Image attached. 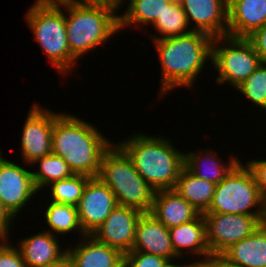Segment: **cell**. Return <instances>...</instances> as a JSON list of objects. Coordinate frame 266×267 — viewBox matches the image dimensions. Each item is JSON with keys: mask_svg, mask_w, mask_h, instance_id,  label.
I'll list each match as a JSON object with an SVG mask.
<instances>
[{"mask_svg": "<svg viewBox=\"0 0 266 267\" xmlns=\"http://www.w3.org/2000/svg\"><path fill=\"white\" fill-rule=\"evenodd\" d=\"M24 20L31 30L34 40L44 51L45 57L59 75L71 73L78 61L70 52L67 41L65 4L35 5L25 12Z\"/></svg>", "mask_w": 266, "mask_h": 267, "instance_id": "obj_6", "label": "cell"}, {"mask_svg": "<svg viewBox=\"0 0 266 267\" xmlns=\"http://www.w3.org/2000/svg\"><path fill=\"white\" fill-rule=\"evenodd\" d=\"M10 239L11 237H8L0 245V267H28L22 259L20 250Z\"/></svg>", "mask_w": 266, "mask_h": 267, "instance_id": "obj_31", "label": "cell"}, {"mask_svg": "<svg viewBox=\"0 0 266 267\" xmlns=\"http://www.w3.org/2000/svg\"><path fill=\"white\" fill-rule=\"evenodd\" d=\"M245 99L266 112V63L261 65L239 87L235 89Z\"/></svg>", "mask_w": 266, "mask_h": 267, "instance_id": "obj_29", "label": "cell"}, {"mask_svg": "<svg viewBox=\"0 0 266 267\" xmlns=\"http://www.w3.org/2000/svg\"><path fill=\"white\" fill-rule=\"evenodd\" d=\"M2 150H1V148H0V167L2 166V165H4L6 162H8L9 160H7V159H5V158H3L2 157V152H1Z\"/></svg>", "mask_w": 266, "mask_h": 267, "instance_id": "obj_41", "label": "cell"}, {"mask_svg": "<svg viewBox=\"0 0 266 267\" xmlns=\"http://www.w3.org/2000/svg\"><path fill=\"white\" fill-rule=\"evenodd\" d=\"M245 164L252 171L259 195L263 202L266 204V159H246Z\"/></svg>", "mask_w": 266, "mask_h": 267, "instance_id": "obj_32", "label": "cell"}, {"mask_svg": "<svg viewBox=\"0 0 266 267\" xmlns=\"http://www.w3.org/2000/svg\"><path fill=\"white\" fill-rule=\"evenodd\" d=\"M98 177L114 193L118 205L150 213L155 190L136 171L131 158L115 141L102 155Z\"/></svg>", "mask_w": 266, "mask_h": 267, "instance_id": "obj_5", "label": "cell"}, {"mask_svg": "<svg viewBox=\"0 0 266 267\" xmlns=\"http://www.w3.org/2000/svg\"><path fill=\"white\" fill-rule=\"evenodd\" d=\"M169 4L167 0H130L124 13H118L120 33L127 28L142 30L146 25L151 26Z\"/></svg>", "mask_w": 266, "mask_h": 267, "instance_id": "obj_24", "label": "cell"}, {"mask_svg": "<svg viewBox=\"0 0 266 267\" xmlns=\"http://www.w3.org/2000/svg\"><path fill=\"white\" fill-rule=\"evenodd\" d=\"M199 267H239L229 263L221 255H210L205 261L199 264Z\"/></svg>", "mask_w": 266, "mask_h": 267, "instance_id": "obj_35", "label": "cell"}, {"mask_svg": "<svg viewBox=\"0 0 266 267\" xmlns=\"http://www.w3.org/2000/svg\"><path fill=\"white\" fill-rule=\"evenodd\" d=\"M215 188L216 184L193 175L184 167L173 189L203 214L212 202Z\"/></svg>", "mask_w": 266, "mask_h": 267, "instance_id": "obj_23", "label": "cell"}, {"mask_svg": "<svg viewBox=\"0 0 266 267\" xmlns=\"http://www.w3.org/2000/svg\"><path fill=\"white\" fill-rule=\"evenodd\" d=\"M75 243L66 248L67 258L74 267H124V254L92 235H85Z\"/></svg>", "mask_w": 266, "mask_h": 267, "instance_id": "obj_16", "label": "cell"}, {"mask_svg": "<svg viewBox=\"0 0 266 267\" xmlns=\"http://www.w3.org/2000/svg\"><path fill=\"white\" fill-rule=\"evenodd\" d=\"M31 170L10 160L0 167V199L15 218L39 194Z\"/></svg>", "mask_w": 266, "mask_h": 267, "instance_id": "obj_12", "label": "cell"}, {"mask_svg": "<svg viewBox=\"0 0 266 267\" xmlns=\"http://www.w3.org/2000/svg\"><path fill=\"white\" fill-rule=\"evenodd\" d=\"M67 13V14H66ZM119 14L108 6L88 0L65 4L67 41L71 54L79 61L118 34Z\"/></svg>", "mask_w": 266, "mask_h": 267, "instance_id": "obj_4", "label": "cell"}, {"mask_svg": "<svg viewBox=\"0 0 266 267\" xmlns=\"http://www.w3.org/2000/svg\"><path fill=\"white\" fill-rule=\"evenodd\" d=\"M246 39L252 44L261 61L266 63V24L252 32Z\"/></svg>", "mask_w": 266, "mask_h": 267, "instance_id": "obj_33", "label": "cell"}, {"mask_svg": "<svg viewBox=\"0 0 266 267\" xmlns=\"http://www.w3.org/2000/svg\"><path fill=\"white\" fill-rule=\"evenodd\" d=\"M169 233L173 250L179 258L185 259L188 256V260L191 254L192 259L194 256L192 261L200 264L211 255L206 240V222L203 214L188 223L169 228ZM196 257L201 258L197 260Z\"/></svg>", "mask_w": 266, "mask_h": 267, "instance_id": "obj_18", "label": "cell"}, {"mask_svg": "<svg viewBox=\"0 0 266 267\" xmlns=\"http://www.w3.org/2000/svg\"><path fill=\"white\" fill-rule=\"evenodd\" d=\"M91 3L108 6L113 8L117 13L121 12L124 7V3H129L130 0H88Z\"/></svg>", "mask_w": 266, "mask_h": 267, "instance_id": "obj_36", "label": "cell"}, {"mask_svg": "<svg viewBox=\"0 0 266 267\" xmlns=\"http://www.w3.org/2000/svg\"><path fill=\"white\" fill-rule=\"evenodd\" d=\"M90 178L86 175L74 174L70 178L53 182L48 186L49 188H45L50 194L48 201L77 206Z\"/></svg>", "mask_w": 266, "mask_h": 267, "instance_id": "obj_28", "label": "cell"}, {"mask_svg": "<svg viewBox=\"0 0 266 267\" xmlns=\"http://www.w3.org/2000/svg\"><path fill=\"white\" fill-rule=\"evenodd\" d=\"M32 166L37 171H32V179L38 192H43L42 189L45 190V187L48 188L53 182L64 180L74 175L67 162L61 156L53 153L37 159L31 164L30 168Z\"/></svg>", "mask_w": 266, "mask_h": 267, "instance_id": "obj_26", "label": "cell"}, {"mask_svg": "<svg viewBox=\"0 0 266 267\" xmlns=\"http://www.w3.org/2000/svg\"><path fill=\"white\" fill-rule=\"evenodd\" d=\"M170 4L182 6L184 0H167Z\"/></svg>", "mask_w": 266, "mask_h": 267, "instance_id": "obj_40", "label": "cell"}, {"mask_svg": "<svg viewBox=\"0 0 266 267\" xmlns=\"http://www.w3.org/2000/svg\"><path fill=\"white\" fill-rule=\"evenodd\" d=\"M205 148L184 153V167L193 175L217 185L242 159L238 158L239 156L230 155L229 161L223 162L218 152L209 149V146Z\"/></svg>", "mask_w": 266, "mask_h": 267, "instance_id": "obj_21", "label": "cell"}, {"mask_svg": "<svg viewBox=\"0 0 266 267\" xmlns=\"http://www.w3.org/2000/svg\"><path fill=\"white\" fill-rule=\"evenodd\" d=\"M92 123L63 112L54 120L52 153L61 156L74 174L98 177L103 153L113 144Z\"/></svg>", "mask_w": 266, "mask_h": 267, "instance_id": "obj_2", "label": "cell"}, {"mask_svg": "<svg viewBox=\"0 0 266 267\" xmlns=\"http://www.w3.org/2000/svg\"><path fill=\"white\" fill-rule=\"evenodd\" d=\"M50 202V203H49ZM47 203L45 212H41L45 215L44 220H46L45 231L52 233L53 235L62 237L65 235L71 234V232H75L80 238L85 236L86 234L83 232L78 218L77 206L56 203L53 201H49ZM49 227V228H48ZM48 228V230H47Z\"/></svg>", "mask_w": 266, "mask_h": 267, "instance_id": "obj_25", "label": "cell"}, {"mask_svg": "<svg viewBox=\"0 0 266 267\" xmlns=\"http://www.w3.org/2000/svg\"><path fill=\"white\" fill-rule=\"evenodd\" d=\"M152 26L156 31L154 34H151V31H148L149 28L145 29V31L149 33V38L152 40L176 37L192 32L183 7L173 4H169L165 7L161 16L157 17V20ZM157 33L160 35L158 36Z\"/></svg>", "mask_w": 266, "mask_h": 267, "instance_id": "obj_27", "label": "cell"}, {"mask_svg": "<svg viewBox=\"0 0 266 267\" xmlns=\"http://www.w3.org/2000/svg\"><path fill=\"white\" fill-rule=\"evenodd\" d=\"M76 0H35V5H62Z\"/></svg>", "mask_w": 266, "mask_h": 267, "instance_id": "obj_38", "label": "cell"}, {"mask_svg": "<svg viewBox=\"0 0 266 267\" xmlns=\"http://www.w3.org/2000/svg\"><path fill=\"white\" fill-rule=\"evenodd\" d=\"M52 267H74L73 264L66 257L60 264L52 266Z\"/></svg>", "mask_w": 266, "mask_h": 267, "instance_id": "obj_39", "label": "cell"}, {"mask_svg": "<svg viewBox=\"0 0 266 267\" xmlns=\"http://www.w3.org/2000/svg\"><path fill=\"white\" fill-rule=\"evenodd\" d=\"M262 61L246 38L222 36L212 44V68L218 74L216 84L239 87L261 65Z\"/></svg>", "mask_w": 266, "mask_h": 267, "instance_id": "obj_8", "label": "cell"}, {"mask_svg": "<svg viewBox=\"0 0 266 267\" xmlns=\"http://www.w3.org/2000/svg\"><path fill=\"white\" fill-rule=\"evenodd\" d=\"M116 143L131 158L136 171L155 190L173 189L184 168V153L164 135L137 132Z\"/></svg>", "mask_w": 266, "mask_h": 267, "instance_id": "obj_3", "label": "cell"}, {"mask_svg": "<svg viewBox=\"0 0 266 267\" xmlns=\"http://www.w3.org/2000/svg\"><path fill=\"white\" fill-rule=\"evenodd\" d=\"M168 262L164 257L141 251L124 254V267H165Z\"/></svg>", "mask_w": 266, "mask_h": 267, "instance_id": "obj_30", "label": "cell"}, {"mask_svg": "<svg viewBox=\"0 0 266 267\" xmlns=\"http://www.w3.org/2000/svg\"><path fill=\"white\" fill-rule=\"evenodd\" d=\"M118 205L114 193L99 178L91 177L77 205L80 226L91 235Z\"/></svg>", "mask_w": 266, "mask_h": 267, "instance_id": "obj_11", "label": "cell"}, {"mask_svg": "<svg viewBox=\"0 0 266 267\" xmlns=\"http://www.w3.org/2000/svg\"><path fill=\"white\" fill-rule=\"evenodd\" d=\"M213 40L208 34L199 31L151 40L161 65L159 98H165L176 88L191 89L195 82L198 83L196 79L203 74V70L208 69L206 62L212 65Z\"/></svg>", "mask_w": 266, "mask_h": 267, "instance_id": "obj_1", "label": "cell"}, {"mask_svg": "<svg viewBox=\"0 0 266 267\" xmlns=\"http://www.w3.org/2000/svg\"><path fill=\"white\" fill-rule=\"evenodd\" d=\"M141 215L142 212L135 208L117 205L91 235L99 242L125 254L132 251L136 226Z\"/></svg>", "mask_w": 266, "mask_h": 267, "instance_id": "obj_13", "label": "cell"}, {"mask_svg": "<svg viewBox=\"0 0 266 267\" xmlns=\"http://www.w3.org/2000/svg\"><path fill=\"white\" fill-rule=\"evenodd\" d=\"M206 240L211 255H221L234 243L252 235L265 222L266 215L203 213Z\"/></svg>", "mask_w": 266, "mask_h": 267, "instance_id": "obj_9", "label": "cell"}, {"mask_svg": "<svg viewBox=\"0 0 266 267\" xmlns=\"http://www.w3.org/2000/svg\"><path fill=\"white\" fill-rule=\"evenodd\" d=\"M132 251L155 254L169 261H180L173 250L169 229L151 213H142L140 216Z\"/></svg>", "mask_w": 266, "mask_h": 267, "instance_id": "obj_17", "label": "cell"}, {"mask_svg": "<svg viewBox=\"0 0 266 267\" xmlns=\"http://www.w3.org/2000/svg\"><path fill=\"white\" fill-rule=\"evenodd\" d=\"M8 237L4 234H0V245L7 239Z\"/></svg>", "mask_w": 266, "mask_h": 267, "instance_id": "obj_42", "label": "cell"}, {"mask_svg": "<svg viewBox=\"0 0 266 267\" xmlns=\"http://www.w3.org/2000/svg\"><path fill=\"white\" fill-rule=\"evenodd\" d=\"M206 212L266 215V204L259 195L252 171L241 161L216 185Z\"/></svg>", "mask_w": 266, "mask_h": 267, "instance_id": "obj_7", "label": "cell"}, {"mask_svg": "<svg viewBox=\"0 0 266 267\" xmlns=\"http://www.w3.org/2000/svg\"><path fill=\"white\" fill-rule=\"evenodd\" d=\"M150 213L168 229L188 223L200 215L174 189L155 191Z\"/></svg>", "mask_w": 266, "mask_h": 267, "instance_id": "obj_20", "label": "cell"}, {"mask_svg": "<svg viewBox=\"0 0 266 267\" xmlns=\"http://www.w3.org/2000/svg\"><path fill=\"white\" fill-rule=\"evenodd\" d=\"M182 7L192 31L212 38L227 36L228 0H184Z\"/></svg>", "mask_w": 266, "mask_h": 267, "instance_id": "obj_14", "label": "cell"}, {"mask_svg": "<svg viewBox=\"0 0 266 267\" xmlns=\"http://www.w3.org/2000/svg\"><path fill=\"white\" fill-rule=\"evenodd\" d=\"M181 262H177L176 260L174 261H169L165 267H199V264L197 262H190L191 259H189V261L185 260L186 263H183V258H180ZM189 262V263H187ZM179 263V264H178ZM184 264V265H183Z\"/></svg>", "mask_w": 266, "mask_h": 267, "instance_id": "obj_37", "label": "cell"}, {"mask_svg": "<svg viewBox=\"0 0 266 267\" xmlns=\"http://www.w3.org/2000/svg\"><path fill=\"white\" fill-rule=\"evenodd\" d=\"M41 106L33 102L22 127L20 156L27 166L52 153L54 120L62 113Z\"/></svg>", "mask_w": 266, "mask_h": 267, "instance_id": "obj_10", "label": "cell"}, {"mask_svg": "<svg viewBox=\"0 0 266 267\" xmlns=\"http://www.w3.org/2000/svg\"><path fill=\"white\" fill-rule=\"evenodd\" d=\"M221 256L239 267H266V223L252 235L231 245Z\"/></svg>", "mask_w": 266, "mask_h": 267, "instance_id": "obj_22", "label": "cell"}, {"mask_svg": "<svg viewBox=\"0 0 266 267\" xmlns=\"http://www.w3.org/2000/svg\"><path fill=\"white\" fill-rule=\"evenodd\" d=\"M16 218L11 214V212L5 207L0 199V234H4L10 237V231H12ZM14 223V224H13ZM13 224V225H12ZM12 229V230H11Z\"/></svg>", "mask_w": 266, "mask_h": 267, "instance_id": "obj_34", "label": "cell"}, {"mask_svg": "<svg viewBox=\"0 0 266 267\" xmlns=\"http://www.w3.org/2000/svg\"><path fill=\"white\" fill-rule=\"evenodd\" d=\"M266 24V0H228L227 36L246 38Z\"/></svg>", "mask_w": 266, "mask_h": 267, "instance_id": "obj_19", "label": "cell"}, {"mask_svg": "<svg viewBox=\"0 0 266 267\" xmlns=\"http://www.w3.org/2000/svg\"><path fill=\"white\" fill-rule=\"evenodd\" d=\"M59 236L44 229L20 238L16 247L28 267H52L60 264L67 257L66 245L62 248ZM60 243V244H59Z\"/></svg>", "mask_w": 266, "mask_h": 267, "instance_id": "obj_15", "label": "cell"}]
</instances>
